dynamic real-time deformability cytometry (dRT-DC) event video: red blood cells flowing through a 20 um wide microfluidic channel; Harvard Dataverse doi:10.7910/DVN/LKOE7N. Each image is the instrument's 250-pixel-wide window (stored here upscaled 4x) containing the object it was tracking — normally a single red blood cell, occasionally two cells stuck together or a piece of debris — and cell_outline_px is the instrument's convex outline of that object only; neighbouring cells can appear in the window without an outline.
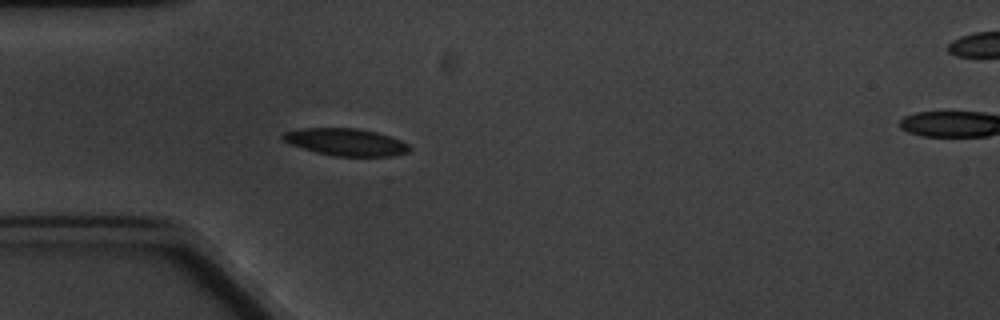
{"species": "common noctule bat (a hibernating species)", "species_latin": "Nyctalus noctula", "temperature_condition": "cold", "stored_images_in_passage": 6, "camera_frame_rate_fps": 3000, "um_per_image_px": 0.085, "animal": {"sex": "male", "body_mass_g": 20.1, "forearm_length_mm": 53.5}, "frame": {"image": 1, "passage_image": 5, "time_ms": 4.667, "image_size_px": [1000, 320], "cell_outline_px": [[412, 148], [408, 152], [392, 156], [332, 156], [316, 152], [292, 144], [284, 140], [280, 136], [284, 132], [300, 128], [356, 128], [376, 132], [400, 140], [408, 144]], "centroid_in_image_um": [29.41, 12.07], "position_along_channel_um": 55.6, "area_um2": 19.94}}